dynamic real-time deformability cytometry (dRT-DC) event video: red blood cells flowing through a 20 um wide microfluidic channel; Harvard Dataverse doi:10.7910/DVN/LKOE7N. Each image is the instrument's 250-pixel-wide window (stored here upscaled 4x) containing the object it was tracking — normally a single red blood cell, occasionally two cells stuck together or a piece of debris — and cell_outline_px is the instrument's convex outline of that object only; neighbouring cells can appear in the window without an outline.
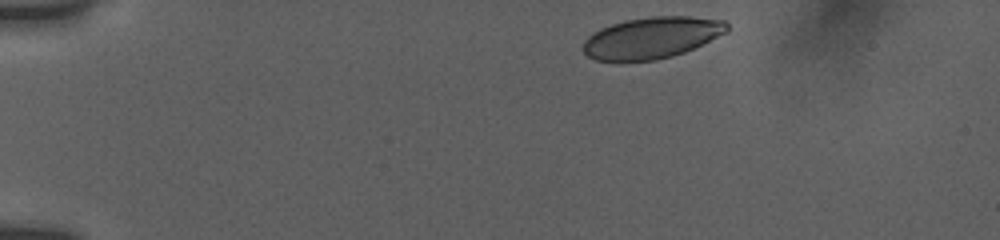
{"species": "human", "species_latin": "Homo sapiens", "temperature_condition": "room temperature", "stored_images_in_passage": 20, "camera_frame_rate_fps": 3000, "um_per_image_px": 0.085, "donor": {"sex": "female"}, "frame": {"image": 1, "passage_image": 1, "time_ms": 0.0, "image_size_px": [1000, 240], "cell_outline_px": [[728, 32], [684, 52], [672, 56], [656, 60], [596, 60], [588, 56], [580, 48], [584, 40], [592, 32], [600, 28], [624, 20], [652, 16], [688, 16], [724, 20], [728, 24]], "centroid_in_image_um": [55.37, 3.19], "position_along_channel_um": 29.6, "area_um2": 34.74}}
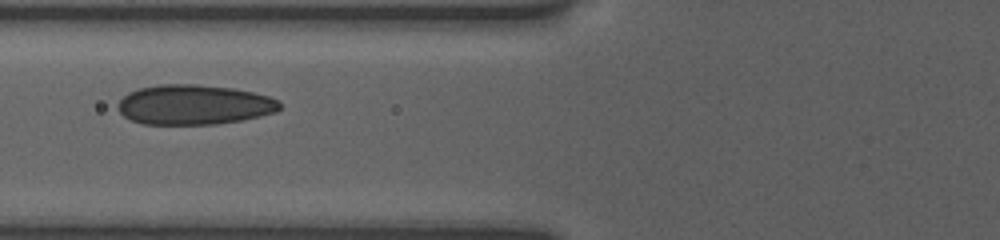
{"frame": {"image": 2, "passage_image": 11, "time_ms": 4.333, "image_size_px": [1000, 240], "cell_outline_px": [[280, 108], [276, 112], [260, 116], [240, 120], [216, 124], [144, 124], [132, 120], [124, 116], [116, 108], [116, 104], [128, 92], [140, 88], [160, 84], [196, 84], [232, 88], [252, 92], [268, 96], [280, 100]], "centroid_in_image_um": [16.48, 8.9], "position_along_channel_um": 109.3, "area_um2": 37.63}}
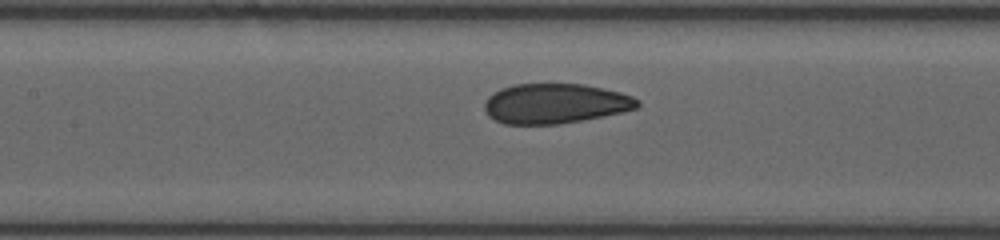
{"frame": {"image": 3, "passage_image": 16, "time_ms": 5.667, "image_size_px": [1000, 240], "cell_outline_px": [[640, 104], [636, 108], [604, 116], [556, 124], [504, 124], [488, 116], [484, 108], [484, 100], [492, 92], [500, 88], [512, 84], [584, 84], [620, 92], [632, 96], [640, 100]], "centroid_in_image_um": [47.14, 8.79], "position_along_channel_um": 160.3, "area_um2": 35.66}}